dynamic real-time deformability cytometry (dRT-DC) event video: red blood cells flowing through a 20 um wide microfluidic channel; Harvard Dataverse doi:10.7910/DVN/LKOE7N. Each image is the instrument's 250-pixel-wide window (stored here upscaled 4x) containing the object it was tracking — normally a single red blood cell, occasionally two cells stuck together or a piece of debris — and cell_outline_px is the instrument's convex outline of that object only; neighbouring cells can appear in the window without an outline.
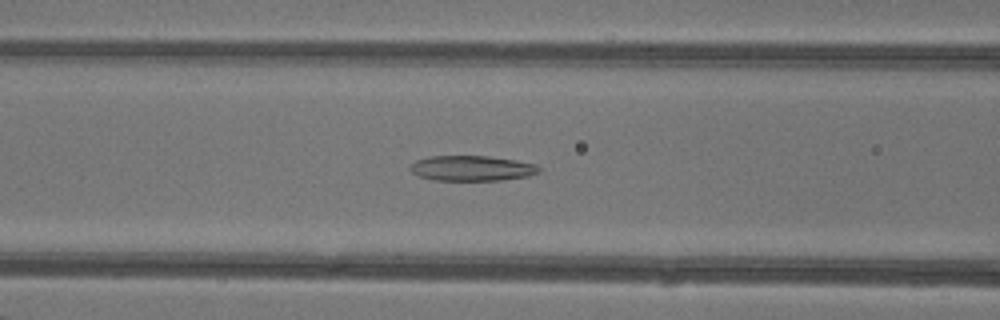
{"species": "common noctule bat (a hibernating species)", "species_latin": "Nyctalus noctula", "temperature_condition": "warm", "stored_images_in_passage": 44, "camera_frame_rate_fps": 3000, "um_per_image_px": 0.085, "animal": {"sex": "female"}, "frame": {"image": 1, "passage_image": 17, "time_ms": 5.333, "image_size_px": [1000, 320], "cell_outline_px": [[540, 172], [528, 176], [500, 180], [436, 180], [420, 176], [412, 172], [408, 168], [416, 160], [432, 156], [488, 156], [536, 164], [540, 168]], "centroid_in_image_um": [40.1, 14.3], "position_along_channel_um": 126.5, "area_um2": 18.73}}
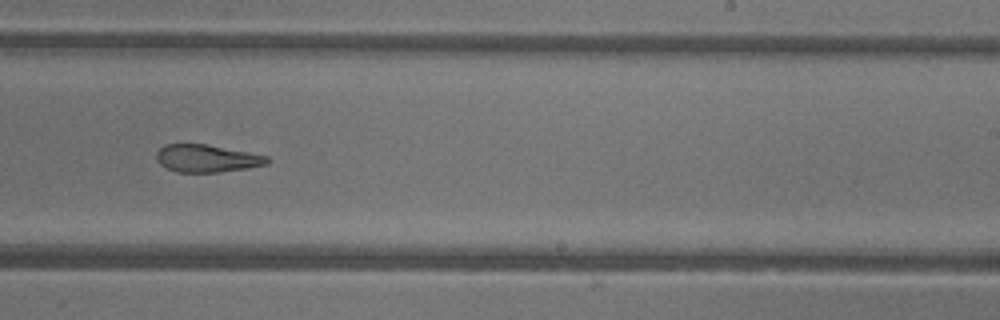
{"frame": {"image": 2, "passage_image": 27, "time_ms": 8.667, "image_size_px": [1000, 320], "cell_outline_px": [[272, 160], [268, 164], [248, 168], [216, 172], [176, 172], [160, 164], [156, 160], [156, 152], [164, 144], [208, 144], [268, 156]], "centroid_in_image_um": [17.59, 13.46], "position_along_channel_um": 271.4, "area_um2": 17.86}}
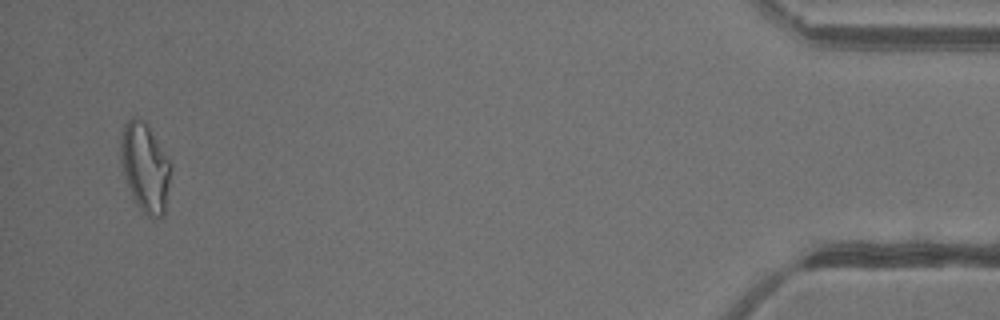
{"frame": {"image": 3, "passage_image": 43, "time_ms": 14.0, "image_size_px": [1000, 320], "cell_outline_px": [[172, 168], [164, 216], [156, 220], [152, 220], [136, 204], [132, 196], [120, 160], [120, 140], [124, 124], [132, 116], [144, 120], [148, 124], [172, 164]], "centroid_in_image_um": [12.35, 14.23], "position_along_channel_um": 422.8, "area_um2": 26.3}, "authors_computed_cell_mechanics": {"area_um2": 21.0392, "velocity_mm_per_s": 4.3602, "shape_relaxation_time_tau1_ms": null, "shape_relaxation_time_tau2_ms": 3.0102, "deformation_change_tau1": null, "deformation_change_tau2": 0.1319}}